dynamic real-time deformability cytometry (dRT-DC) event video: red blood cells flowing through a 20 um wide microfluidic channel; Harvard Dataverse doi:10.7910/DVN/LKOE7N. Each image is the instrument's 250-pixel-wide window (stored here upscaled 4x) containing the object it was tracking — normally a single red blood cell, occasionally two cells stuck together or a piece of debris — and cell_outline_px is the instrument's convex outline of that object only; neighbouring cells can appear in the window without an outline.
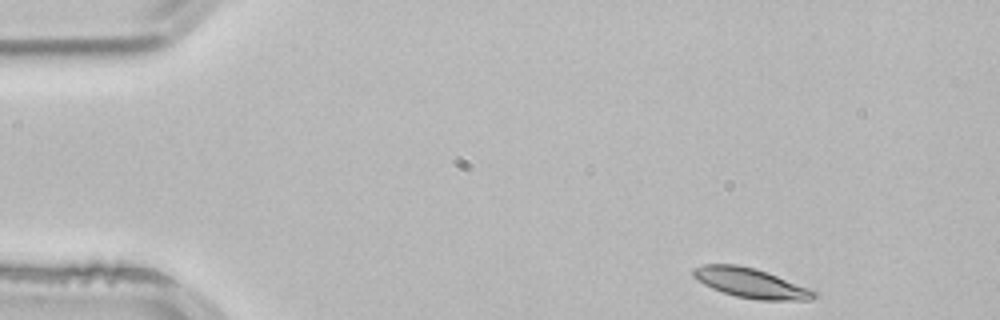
{"species": "common noctule bat (a hibernating species)", "species_latin": "Nyctalus noctula", "temperature_condition": "room temperature", "stored_images_in_passage": 3, "camera_frame_rate_fps": 3000, "um_per_image_px": 0.085, "animal": {"sex": "male", "body_mass_g": 21.5, "forearm_length_mm": 52.0}, "frame": {"image": 1, "passage_image": 1, "time_ms": 0.0, "image_size_px": [1000, 320], "cell_outline_px": [[820, 296], [812, 300], [760, 300], [736, 296], [712, 288], [704, 284], [692, 276], [692, 268], [704, 264], [736, 264], [756, 268], [768, 272], [820, 292]], "centroid_in_image_um": [63.87, 24.05], "position_along_channel_um": 21.1, "area_um2": 21.15}}
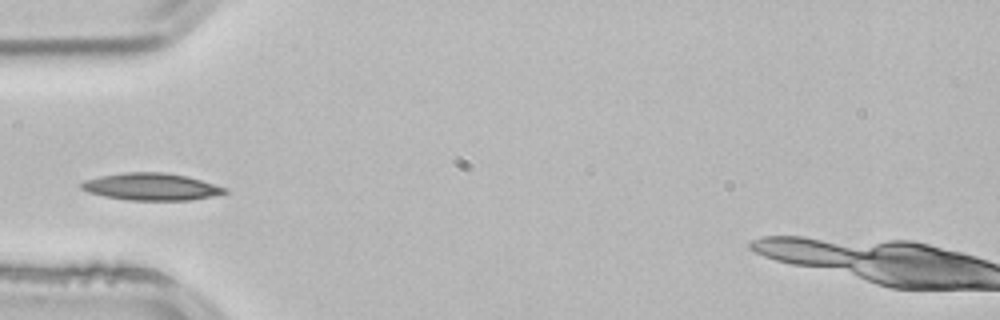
{"frame": {"image": 2, "passage_image": 3, "time_ms": 0.667, "image_size_px": [1000, 320], "cell_outline_px": [[228, 192], [212, 196], [192, 200], [128, 200], [104, 196], [88, 192], [80, 188], [76, 184], [84, 180], [100, 176], [124, 172], [164, 172], [188, 176], [228, 188]], "centroid_in_image_um": [12.83, 15.86], "position_along_channel_um": 72.2, "area_um2": 22.89}}